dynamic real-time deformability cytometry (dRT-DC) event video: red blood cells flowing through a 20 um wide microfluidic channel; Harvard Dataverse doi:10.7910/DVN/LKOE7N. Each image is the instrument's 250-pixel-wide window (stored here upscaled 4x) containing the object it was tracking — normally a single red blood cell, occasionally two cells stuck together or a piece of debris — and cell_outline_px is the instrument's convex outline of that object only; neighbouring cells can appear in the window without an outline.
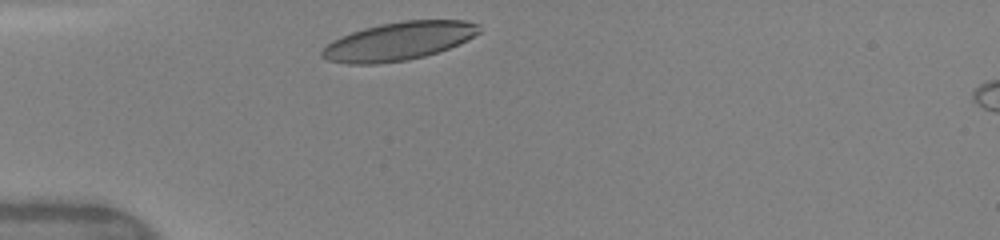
{"species": "human", "species_latin": "Homo sapiens", "temperature_condition": "warm", "stored_images_in_passage": 15, "camera_frame_rate_fps": 3000, "um_per_image_px": 0.085, "donor": {"sex": "female"}, "frame": {"image": 1, "passage_image": 1, "time_ms": 0.0, "image_size_px": [1000, 240], "cell_outline_px": [[480, 32], [448, 48], [424, 56], [408, 60], [376, 64], [348, 64], [328, 60], [320, 56], [320, 52], [332, 40], [340, 36], [364, 28], [380, 24], [404, 20], [464, 20], [480, 24]], "centroid_in_image_um": [33.84, 3.5], "position_along_channel_um": 51.2, "area_um2": 34.8}}
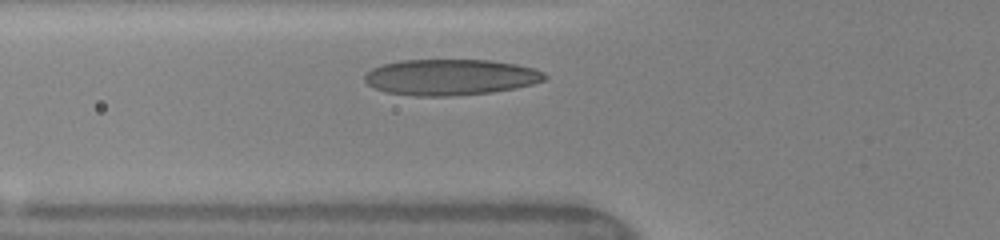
{"frame": {"image": 2, "passage_image": 3, "time_ms": 1.333, "image_size_px": [1000, 240], "cell_outline_px": [[548, 76], [544, 80], [532, 84], [516, 88], [492, 92], [448, 96], [416, 96], [388, 92], [372, 88], [364, 80], [364, 76], [372, 68], [384, 64], [400, 60], [488, 60], [516, 64], [536, 68], [544, 72]], "centroid_in_image_um": [38.31, 6.56], "position_along_channel_um": 87.5, "area_um2": 37.8}, "authors_computed_cell_mechanics": {"area_um2": 36.2984, "velocity_mm_per_s": 4.0712, "shape_relaxation_time_tau1_ms": 1.8292, "shape_relaxation_time_tau2_ms": null, "deformation_change_tau1": 0.1211, "deformation_change_tau2": null}}